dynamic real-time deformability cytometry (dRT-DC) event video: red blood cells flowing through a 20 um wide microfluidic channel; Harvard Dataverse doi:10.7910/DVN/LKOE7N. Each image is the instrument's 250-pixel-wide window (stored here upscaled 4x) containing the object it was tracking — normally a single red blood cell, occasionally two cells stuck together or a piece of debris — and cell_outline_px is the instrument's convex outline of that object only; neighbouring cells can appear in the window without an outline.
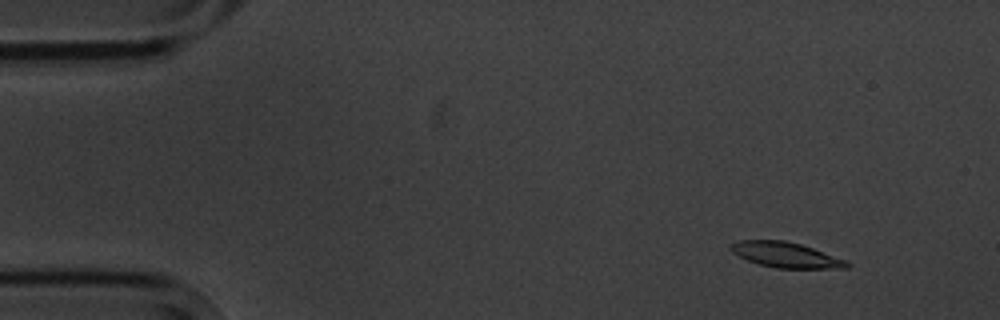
{"species": "common noctule bat (a hibernating species)", "species_latin": "Nyctalus noctula", "temperature_condition": "cold", "stored_images_in_passage": 5, "camera_frame_rate_fps": 3000, "um_per_image_px": 0.085, "animal": {"sex": "male", "body_mass_g": 20.1, "forearm_length_mm": 53.5}, "frame": {"image": 1, "passage_image": 1, "time_ms": 0.0, "image_size_px": [1000, 320], "cell_outline_px": [[852, 264], [848, 268], [776, 268], [760, 264], [748, 260], [732, 252], [732, 244], [736, 240], [784, 240], [800, 244], [848, 260]], "centroid_in_image_um": [66.85, 21.67], "position_along_channel_um": 18.1, "area_um2": 16.99}}
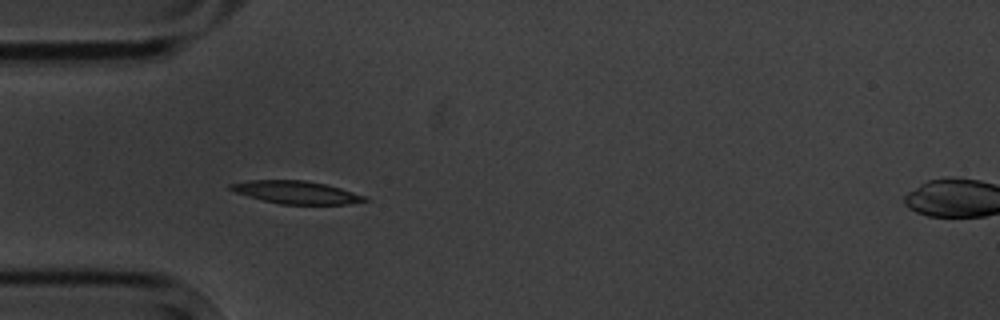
{"frame": {"image": 2, "passage_image": 4, "time_ms": 3.667, "image_size_px": [1000, 320], "cell_outline_px": [[372, 200], [348, 204], [280, 204], [248, 196], [236, 192], [228, 188], [228, 184], [248, 180], [304, 180], [324, 184], [340, 188], [368, 196]], "centroid_in_image_um": [25.22, 16.35], "position_along_channel_um": 59.8, "area_um2": 17.8}}
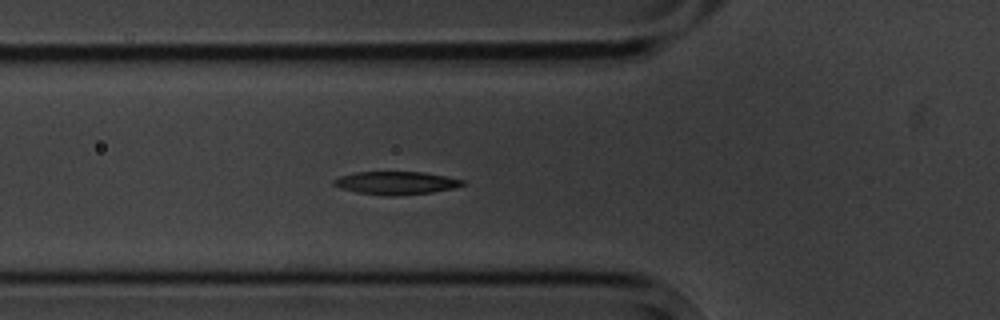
{"frame": {"image": 3, "passage_image": 5, "time_ms": 4.667, "image_size_px": [1000, 320], "cell_outline_px": [[468, 184], [452, 188], [432, 192], [388, 196], [384, 196], [356, 192], [340, 188], [332, 184], [332, 180], [340, 176], [356, 172], [424, 172], [464, 180]], "centroid_in_image_um": [33.64, 15.55], "position_along_channel_um": 92.2, "area_um2": 17.22}}